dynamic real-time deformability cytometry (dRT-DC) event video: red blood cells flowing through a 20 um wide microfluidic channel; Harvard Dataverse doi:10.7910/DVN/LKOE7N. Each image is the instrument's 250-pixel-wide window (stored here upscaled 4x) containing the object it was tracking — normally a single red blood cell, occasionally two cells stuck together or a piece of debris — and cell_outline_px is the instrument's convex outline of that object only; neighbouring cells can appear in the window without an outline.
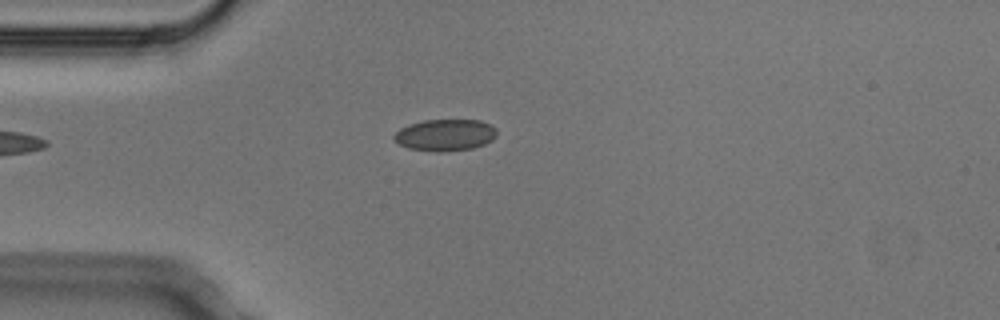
{"species": "Egyptian fruit bat (a non-hibernating species)", "species_latin": "Rousettus aegyptiacus", "temperature_condition": "cold", "stored_images_in_passage": 2, "camera_frame_rate_fps": 3000, "um_per_image_px": 0.085, "animal": {"sex": "male"}, "frame": {"image": 1, "passage_image": 2, "time_ms": 0.333, "image_size_px": [1000, 320], "cell_outline_px": [[496, 136], [492, 140], [484, 144], [472, 148], [444, 152], [436, 152], [408, 148], [392, 140], [392, 136], [400, 128], [408, 124], [424, 120], [480, 120], [496, 128]], "centroid_in_image_um": [37.8, 11.48], "position_along_channel_um": 47.2, "area_um2": 19.07}}